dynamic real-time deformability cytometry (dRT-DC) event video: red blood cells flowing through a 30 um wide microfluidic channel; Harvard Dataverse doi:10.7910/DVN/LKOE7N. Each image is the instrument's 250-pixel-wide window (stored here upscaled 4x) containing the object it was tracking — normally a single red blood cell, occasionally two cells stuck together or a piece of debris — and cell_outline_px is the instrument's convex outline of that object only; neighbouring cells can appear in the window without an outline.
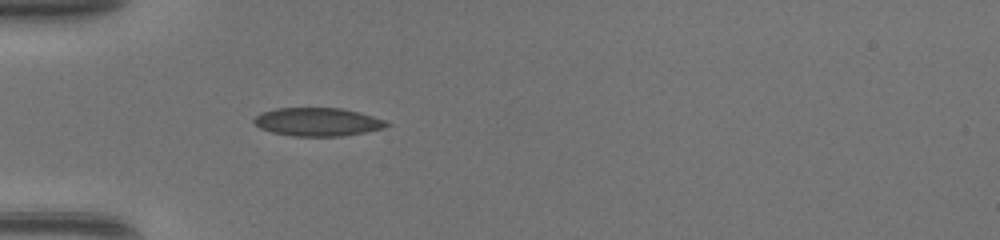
{"species": "common noctule bat (a hibernating species)", "species_latin": "Nyctalus noctula", "temperature_condition": "warm", "stored_images_in_passage": 32, "camera_frame_rate_fps": 3000, "um_per_image_px": 0.085, "animal": {"sex": "female", "body_mass_g": 17.0, "forearm_length_mm": 48.0}, "frame": {"image": 1, "passage_image": 1, "time_ms": 0.0, "image_size_px": [1000, 240], "cell_outline_px": [[392, 124], [384, 128], [364, 132], [340, 136], [292, 136], [272, 132], [260, 128], [252, 120], [256, 116], [264, 112], [276, 108], [340, 108], [372, 116], [384, 120]], "centroid_in_image_um": [26.99, 10.36], "position_along_channel_um": 58.0, "area_um2": 21.62}}
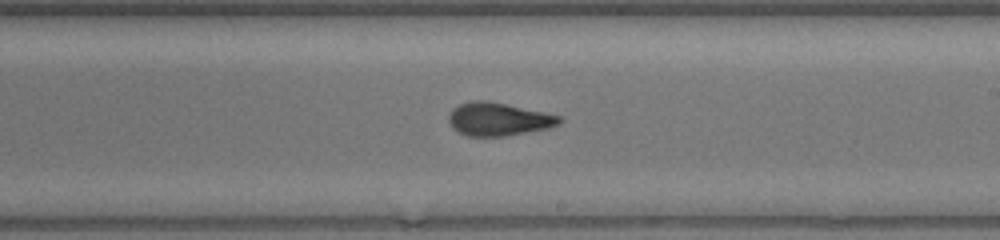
{"frame": {"image": 2, "passage_image": 14, "time_ms": 4.333, "image_size_px": [1000, 240], "cell_outline_px": [[560, 120], [556, 124], [544, 128], [504, 136], [468, 136], [452, 128], [448, 120], [448, 116], [452, 108], [460, 104], [472, 100], [484, 100], [504, 104], [560, 116]], "centroid_in_image_um": [42.25, 10.12], "position_along_channel_um": 246.8, "area_um2": 20.69}}
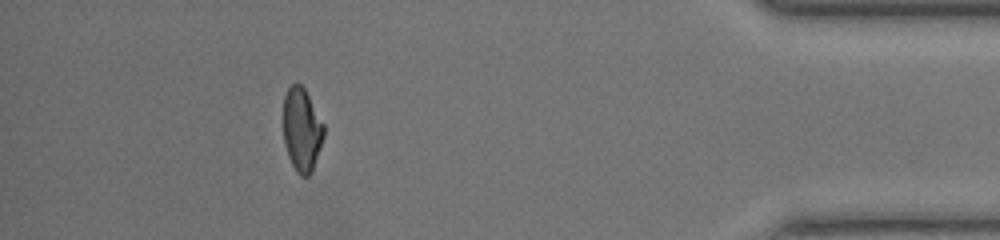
{"frame": {"image": 3, "passage_image": 28, "time_ms": 9.0, "image_size_px": [1000, 240], "cell_outline_px": [[324, 136], [312, 172], [308, 176], [300, 176], [296, 172], [288, 156], [284, 140], [284, 96], [288, 88], [292, 84], [300, 84], [304, 88], [324, 124]], "centroid_in_image_um": [25.66, 11.04], "position_along_channel_um": 409.5, "area_um2": 19.54}}